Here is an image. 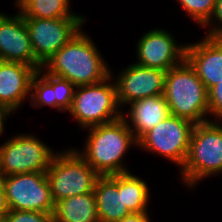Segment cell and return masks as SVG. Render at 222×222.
I'll return each mask as SVG.
<instances>
[{"mask_svg":"<svg viewBox=\"0 0 222 222\" xmlns=\"http://www.w3.org/2000/svg\"><path fill=\"white\" fill-rule=\"evenodd\" d=\"M82 29L43 66L49 74L67 79L76 87L100 83L111 75L98 47Z\"/></svg>","mask_w":222,"mask_h":222,"instance_id":"1","label":"cell"},{"mask_svg":"<svg viewBox=\"0 0 222 222\" xmlns=\"http://www.w3.org/2000/svg\"><path fill=\"white\" fill-rule=\"evenodd\" d=\"M85 130L89 132L83 151L75 149L92 169L100 176L130 172L123 160L130 148L135 145L138 147V140L123 116L115 121Z\"/></svg>","mask_w":222,"mask_h":222,"instance_id":"2","label":"cell"},{"mask_svg":"<svg viewBox=\"0 0 222 222\" xmlns=\"http://www.w3.org/2000/svg\"><path fill=\"white\" fill-rule=\"evenodd\" d=\"M163 95L170 115L194 124L212 120L208 111V91L186 59L166 71Z\"/></svg>","mask_w":222,"mask_h":222,"instance_id":"3","label":"cell"},{"mask_svg":"<svg viewBox=\"0 0 222 222\" xmlns=\"http://www.w3.org/2000/svg\"><path fill=\"white\" fill-rule=\"evenodd\" d=\"M179 172L182 183L190 189L195 188L200 180L222 174L220 121H207L194 125L188 155Z\"/></svg>","mask_w":222,"mask_h":222,"instance_id":"4","label":"cell"},{"mask_svg":"<svg viewBox=\"0 0 222 222\" xmlns=\"http://www.w3.org/2000/svg\"><path fill=\"white\" fill-rule=\"evenodd\" d=\"M61 151L56 153L46 171L54 204L71 196L93 192L100 177L75 148Z\"/></svg>","mask_w":222,"mask_h":222,"instance_id":"5","label":"cell"},{"mask_svg":"<svg viewBox=\"0 0 222 222\" xmlns=\"http://www.w3.org/2000/svg\"><path fill=\"white\" fill-rule=\"evenodd\" d=\"M112 73L113 71L100 83L76 87L68 113L83 131L122 117L123 110L117 101L116 83L111 81L114 78Z\"/></svg>","mask_w":222,"mask_h":222,"instance_id":"6","label":"cell"},{"mask_svg":"<svg viewBox=\"0 0 222 222\" xmlns=\"http://www.w3.org/2000/svg\"><path fill=\"white\" fill-rule=\"evenodd\" d=\"M55 152L31 134H16L0 145V176L46 172Z\"/></svg>","mask_w":222,"mask_h":222,"instance_id":"7","label":"cell"},{"mask_svg":"<svg viewBox=\"0 0 222 222\" xmlns=\"http://www.w3.org/2000/svg\"><path fill=\"white\" fill-rule=\"evenodd\" d=\"M194 125L188 119L170 115L138 140V148L157 153L181 169L188 155Z\"/></svg>","mask_w":222,"mask_h":222,"instance_id":"8","label":"cell"},{"mask_svg":"<svg viewBox=\"0 0 222 222\" xmlns=\"http://www.w3.org/2000/svg\"><path fill=\"white\" fill-rule=\"evenodd\" d=\"M86 17L24 18L35 59L44 66L85 24Z\"/></svg>","mask_w":222,"mask_h":222,"instance_id":"9","label":"cell"},{"mask_svg":"<svg viewBox=\"0 0 222 222\" xmlns=\"http://www.w3.org/2000/svg\"><path fill=\"white\" fill-rule=\"evenodd\" d=\"M2 182L9 209L53 213L46 172L9 175L2 177Z\"/></svg>","mask_w":222,"mask_h":222,"instance_id":"10","label":"cell"},{"mask_svg":"<svg viewBox=\"0 0 222 222\" xmlns=\"http://www.w3.org/2000/svg\"><path fill=\"white\" fill-rule=\"evenodd\" d=\"M136 64L168 71L185 59L186 44L178 45L174 36L167 30H149L136 44Z\"/></svg>","mask_w":222,"mask_h":222,"instance_id":"11","label":"cell"},{"mask_svg":"<svg viewBox=\"0 0 222 222\" xmlns=\"http://www.w3.org/2000/svg\"><path fill=\"white\" fill-rule=\"evenodd\" d=\"M115 78L121 108L137 100L164 94L166 71L160 69L131 63Z\"/></svg>","mask_w":222,"mask_h":222,"instance_id":"12","label":"cell"},{"mask_svg":"<svg viewBox=\"0 0 222 222\" xmlns=\"http://www.w3.org/2000/svg\"><path fill=\"white\" fill-rule=\"evenodd\" d=\"M0 60L18 62L34 67L43 66L35 59L24 17L0 12Z\"/></svg>","mask_w":222,"mask_h":222,"instance_id":"13","label":"cell"},{"mask_svg":"<svg viewBox=\"0 0 222 222\" xmlns=\"http://www.w3.org/2000/svg\"><path fill=\"white\" fill-rule=\"evenodd\" d=\"M185 59L209 91L222 80V36H204L198 42L187 43Z\"/></svg>","mask_w":222,"mask_h":222,"instance_id":"14","label":"cell"},{"mask_svg":"<svg viewBox=\"0 0 222 222\" xmlns=\"http://www.w3.org/2000/svg\"><path fill=\"white\" fill-rule=\"evenodd\" d=\"M37 70L18 62L0 60V104L10 113L16 112L30 99L31 80Z\"/></svg>","mask_w":222,"mask_h":222,"instance_id":"15","label":"cell"},{"mask_svg":"<svg viewBox=\"0 0 222 222\" xmlns=\"http://www.w3.org/2000/svg\"><path fill=\"white\" fill-rule=\"evenodd\" d=\"M94 194L99 222H117L131 214L123 199V173L100 176Z\"/></svg>","mask_w":222,"mask_h":222,"instance_id":"16","label":"cell"},{"mask_svg":"<svg viewBox=\"0 0 222 222\" xmlns=\"http://www.w3.org/2000/svg\"><path fill=\"white\" fill-rule=\"evenodd\" d=\"M122 114L129 129L139 140L146 132L169 117L170 111L164 95H160L132 102L127 113L123 111Z\"/></svg>","mask_w":222,"mask_h":222,"instance_id":"17","label":"cell"},{"mask_svg":"<svg viewBox=\"0 0 222 222\" xmlns=\"http://www.w3.org/2000/svg\"><path fill=\"white\" fill-rule=\"evenodd\" d=\"M53 222H99L94 191L56 202Z\"/></svg>","mask_w":222,"mask_h":222,"instance_id":"18","label":"cell"},{"mask_svg":"<svg viewBox=\"0 0 222 222\" xmlns=\"http://www.w3.org/2000/svg\"><path fill=\"white\" fill-rule=\"evenodd\" d=\"M14 3L24 18L85 17L71 11L70 0H15Z\"/></svg>","mask_w":222,"mask_h":222,"instance_id":"19","label":"cell"},{"mask_svg":"<svg viewBox=\"0 0 222 222\" xmlns=\"http://www.w3.org/2000/svg\"><path fill=\"white\" fill-rule=\"evenodd\" d=\"M131 171L123 173L124 204L131 213L148 212L150 191L148 184Z\"/></svg>","mask_w":222,"mask_h":222,"instance_id":"20","label":"cell"},{"mask_svg":"<svg viewBox=\"0 0 222 222\" xmlns=\"http://www.w3.org/2000/svg\"><path fill=\"white\" fill-rule=\"evenodd\" d=\"M38 72L53 86L54 108L61 112L69 111L76 86L67 79L49 74L43 67Z\"/></svg>","mask_w":222,"mask_h":222,"instance_id":"21","label":"cell"},{"mask_svg":"<svg viewBox=\"0 0 222 222\" xmlns=\"http://www.w3.org/2000/svg\"><path fill=\"white\" fill-rule=\"evenodd\" d=\"M53 86L37 71L31 80L29 103L34 108H54Z\"/></svg>","mask_w":222,"mask_h":222,"instance_id":"22","label":"cell"},{"mask_svg":"<svg viewBox=\"0 0 222 222\" xmlns=\"http://www.w3.org/2000/svg\"><path fill=\"white\" fill-rule=\"evenodd\" d=\"M189 19L204 27L213 15L216 0H176Z\"/></svg>","mask_w":222,"mask_h":222,"instance_id":"23","label":"cell"},{"mask_svg":"<svg viewBox=\"0 0 222 222\" xmlns=\"http://www.w3.org/2000/svg\"><path fill=\"white\" fill-rule=\"evenodd\" d=\"M4 222H53V213L9 209Z\"/></svg>","mask_w":222,"mask_h":222,"instance_id":"24","label":"cell"},{"mask_svg":"<svg viewBox=\"0 0 222 222\" xmlns=\"http://www.w3.org/2000/svg\"><path fill=\"white\" fill-rule=\"evenodd\" d=\"M208 111L211 121H221L222 119V80L208 91Z\"/></svg>","mask_w":222,"mask_h":222,"instance_id":"25","label":"cell"},{"mask_svg":"<svg viewBox=\"0 0 222 222\" xmlns=\"http://www.w3.org/2000/svg\"><path fill=\"white\" fill-rule=\"evenodd\" d=\"M204 27L208 31L204 36H222V0H216L213 15Z\"/></svg>","mask_w":222,"mask_h":222,"instance_id":"26","label":"cell"},{"mask_svg":"<svg viewBox=\"0 0 222 222\" xmlns=\"http://www.w3.org/2000/svg\"><path fill=\"white\" fill-rule=\"evenodd\" d=\"M9 211L5 190L3 187L2 177L0 176V222H4L5 216Z\"/></svg>","mask_w":222,"mask_h":222,"instance_id":"27","label":"cell"},{"mask_svg":"<svg viewBox=\"0 0 222 222\" xmlns=\"http://www.w3.org/2000/svg\"><path fill=\"white\" fill-rule=\"evenodd\" d=\"M148 212L131 213L117 222H151Z\"/></svg>","mask_w":222,"mask_h":222,"instance_id":"28","label":"cell"},{"mask_svg":"<svg viewBox=\"0 0 222 222\" xmlns=\"http://www.w3.org/2000/svg\"><path fill=\"white\" fill-rule=\"evenodd\" d=\"M12 115L9 111H7L1 104H0V136L4 134L5 131V123L8 116Z\"/></svg>","mask_w":222,"mask_h":222,"instance_id":"29","label":"cell"}]
</instances>
